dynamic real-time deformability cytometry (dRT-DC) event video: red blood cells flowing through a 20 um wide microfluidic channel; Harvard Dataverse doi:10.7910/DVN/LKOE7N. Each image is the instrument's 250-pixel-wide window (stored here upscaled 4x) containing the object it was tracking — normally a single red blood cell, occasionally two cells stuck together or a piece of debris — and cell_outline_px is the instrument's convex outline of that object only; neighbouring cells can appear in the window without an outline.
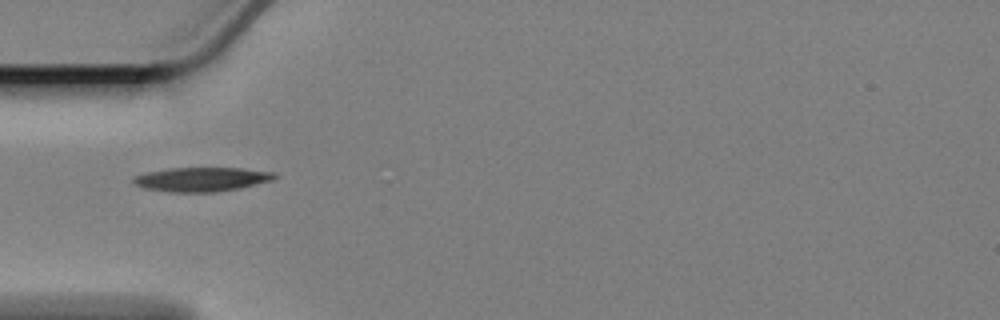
{"species": "Egyptian fruit bat (a non-hibernating species)", "species_latin": "Rousettus aegyptiacus", "temperature_condition": "cold", "stored_images_in_passage": 42, "camera_frame_rate_fps": 3000, "um_per_image_px": 0.085, "animal": {"sex": "female"}, "frame": {"image": 1, "passage_image": 1, "time_ms": 0.0, "image_size_px": [1000, 320], "cell_outline_px": [[280, 176], [272, 180], [240, 188], [216, 192], [168, 192], [144, 188], [136, 184], [132, 180], [132, 176], [144, 172], [168, 168], [240, 168], [276, 172]], "centroid_in_image_um": [17.13, 15.24], "position_along_channel_um": 67.9, "area_um2": 20.11}}
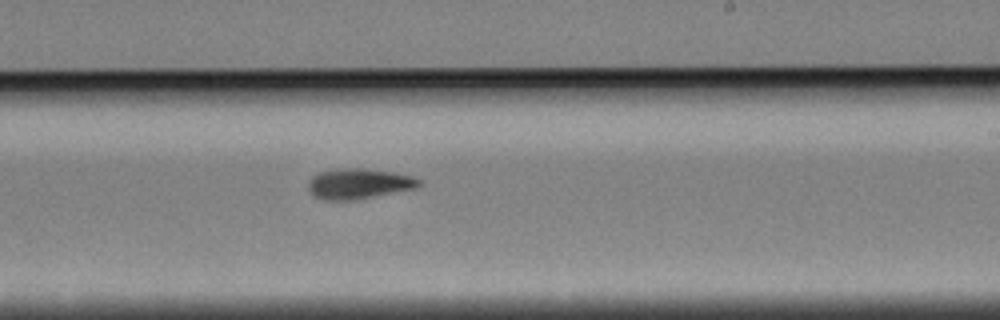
{"frame": {"image": 2, "passage_image": 18, "time_ms": 5.667, "image_size_px": [1000, 320], "cell_outline_px": [[424, 184], [416, 188], [356, 200], [324, 200], [312, 196], [308, 188], [308, 180], [312, 176], [320, 172], [340, 168], [364, 168], [392, 172], [412, 176], [420, 180]], "centroid_in_image_um": [30.49, 15.62], "position_along_channel_um": 258.5, "area_um2": 19.83}}
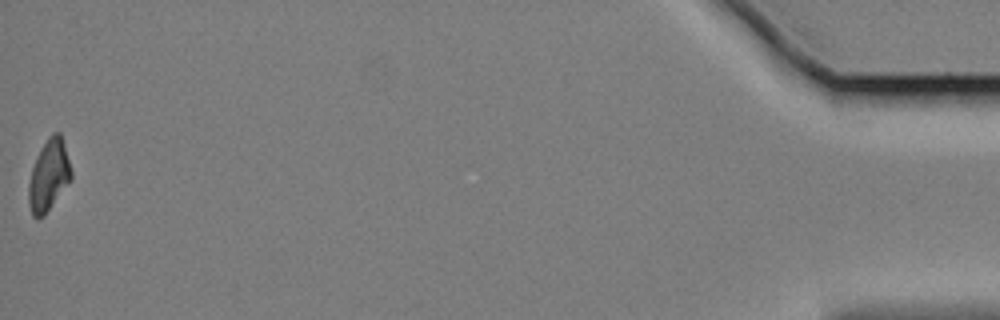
{"frame": {"image": 3, "passage_image": 42, "time_ms": 13.667, "image_size_px": [1000, 320], "cell_outline_px": [[72, 180], [44, 216], [32, 216], [28, 204], [28, 184], [32, 168], [36, 156], [40, 148], [48, 136], [52, 132], [60, 132], [64, 144], [72, 172]], "centroid_in_image_um": [4.14, 14.9], "position_along_channel_um": 431.1, "area_um2": 17.86}, "authors_computed_cell_mechanics": {"area_um2": 18.5538, "velocity_mm_per_s": 3.3553, "shape_relaxation_time_tau1_ms": 6.6288, "shape_relaxation_time_tau2_ms": 6.7668, "deformation_change_tau1": 0.1728, "deformation_change_tau2": 0.1412}}